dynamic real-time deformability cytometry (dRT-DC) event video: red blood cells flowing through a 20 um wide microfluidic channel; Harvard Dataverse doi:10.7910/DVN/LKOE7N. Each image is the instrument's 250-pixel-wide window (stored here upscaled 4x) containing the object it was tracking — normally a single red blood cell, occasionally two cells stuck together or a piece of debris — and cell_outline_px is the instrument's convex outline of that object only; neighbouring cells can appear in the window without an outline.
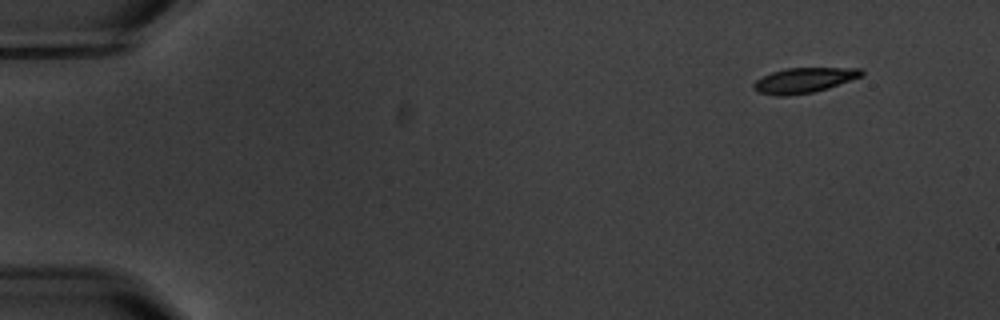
{"species": "common noctule bat (a hibernating species)", "species_latin": "Nyctalus noctula", "temperature_condition": "warm", "stored_images_in_passage": 3, "camera_frame_rate_fps": 3000, "um_per_image_px": 0.085, "animal": {"sex": "male", "body_mass_g": 20.1, "forearm_length_mm": 53.5}, "frame": {"image": 1, "passage_image": 3, "time_ms": 2.333, "image_size_px": [1000, 320], "cell_outline_px": [[864, 72], [860, 76], [828, 88], [812, 92], [788, 96], [776, 96], [756, 92], [752, 88], [752, 84], [756, 80], [772, 72], [784, 68], [860, 68]], "centroid_in_image_um": [68.26, 6.83], "position_along_channel_um": 16.7, "area_um2": 15.72}}